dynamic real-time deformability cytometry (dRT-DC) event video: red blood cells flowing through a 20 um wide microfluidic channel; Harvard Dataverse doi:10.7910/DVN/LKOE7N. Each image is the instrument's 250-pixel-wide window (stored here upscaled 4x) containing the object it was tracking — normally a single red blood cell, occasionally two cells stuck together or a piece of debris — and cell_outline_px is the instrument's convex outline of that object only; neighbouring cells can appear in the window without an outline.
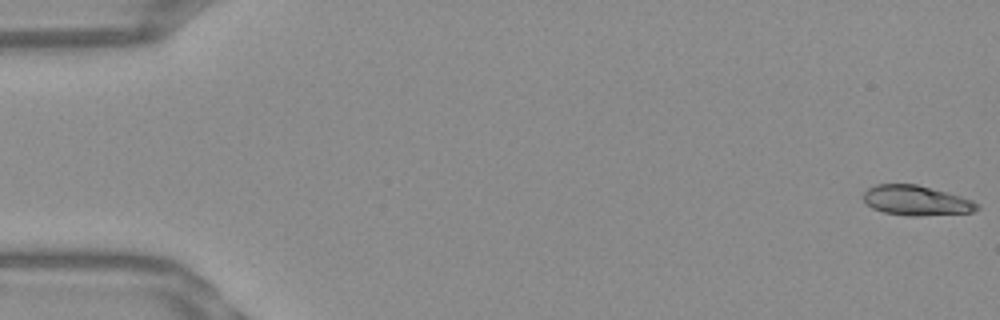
{"species": "Egyptian fruit bat (a non-hibernating species)", "species_latin": "Rousettus aegyptiacus", "temperature_condition": "warm", "stored_images_in_passage": 53, "camera_frame_rate_fps": 3000, "um_per_image_px": 0.085, "frame": {"image": 1, "passage_image": 1, "time_ms": 0.0, "image_size_px": [1000, 320], "cell_outline_px": [[980, 208], [972, 212], [920, 216], [908, 216], [884, 212], [872, 208], [864, 200], [864, 192], [868, 188], [876, 184], [916, 184], [960, 196], [972, 200], [980, 204]], "centroid_in_image_um": [77.89, 17.05], "position_along_channel_um": 7.1, "area_um2": 19.71}}
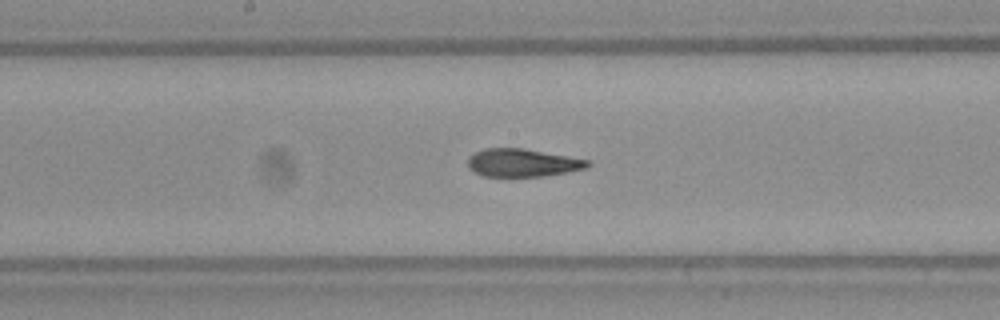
{"frame": {"image": 2, "passage_image": 28, "time_ms": 9.0, "image_size_px": [1000, 320], "cell_outline_px": [[592, 164], [588, 168], [568, 172], [544, 176], [484, 176], [468, 168], [468, 156], [484, 148], [524, 148], [592, 160]], "centroid_in_image_um": [44.47, 13.83], "position_along_channel_um": 203.7, "area_um2": 19.71}}
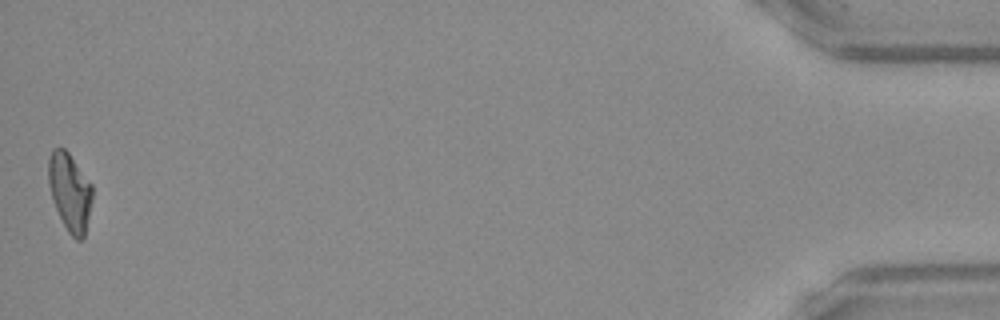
{"frame": {"image": 3, "passage_image": 53, "time_ms": 17.333, "image_size_px": [1000, 320], "cell_outline_px": [[92, 200], [84, 236], [80, 240], [76, 240], [68, 232], [56, 208], [48, 184], [48, 160], [52, 148], [64, 148], [68, 152], [92, 184]], "centroid_in_image_um": [5.93, 16.29], "position_along_channel_um": 429.3, "area_um2": 19.71}, "authors_computed_cell_mechanics": {"area_um2": 20.0566, "velocity_mm_per_s": 3.8437, "shape_relaxation_time_tau1_ms": null, "shape_relaxation_time_tau2_ms": 2.5189, "deformation_change_tau1": null, "deformation_change_tau2": 0.0954}}